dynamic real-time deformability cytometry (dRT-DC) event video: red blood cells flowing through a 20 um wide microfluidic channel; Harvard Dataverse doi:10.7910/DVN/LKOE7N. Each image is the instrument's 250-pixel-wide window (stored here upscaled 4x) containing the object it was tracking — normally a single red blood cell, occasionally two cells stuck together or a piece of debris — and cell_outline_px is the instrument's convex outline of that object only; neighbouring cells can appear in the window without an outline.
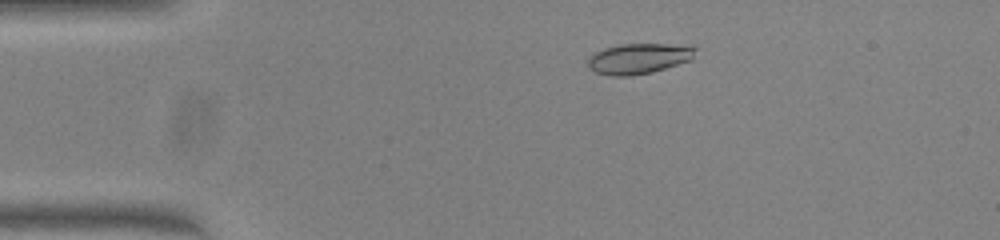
{"species": "common noctule bat (a hibernating species)", "species_latin": "Nyctalus noctula", "temperature_condition": "warm", "stored_images_in_passage": 51, "camera_frame_rate_fps": 3000, "um_per_image_px": 0.085, "animal": {"sex": "female", "body_mass_g": 23.0, "forearm_length_mm": 53.4}, "frame": {"image": 1, "passage_image": 10, "time_ms": 3.0, "image_size_px": [1000, 240], "cell_outline_px": [[696, 48], [692, 60], [652, 72], [632, 76], [612, 76], [596, 72], [588, 68], [588, 60], [596, 52], [604, 48], [620, 44], [668, 44]], "centroid_in_image_um": [54.27, 4.99], "position_along_channel_um": 30.7, "area_um2": 18.9}}
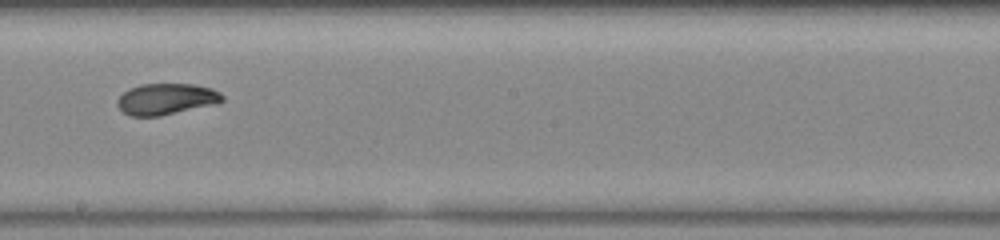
{"frame": {"image": 2, "passage_image": 29, "time_ms": 9.333, "image_size_px": [1000, 240], "cell_outline_px": [[224, 100], [216, 104], [160, 116], [128, 116], [116, 104], [116, 100], [128, 88], [140, 84], [192, 84], [212, 88], [220, 92], [224, 96]], "centroid_in_image_um": [14.13, 8.42], "position_along_channel_um": 234.1, "area_um2": 19.25}}
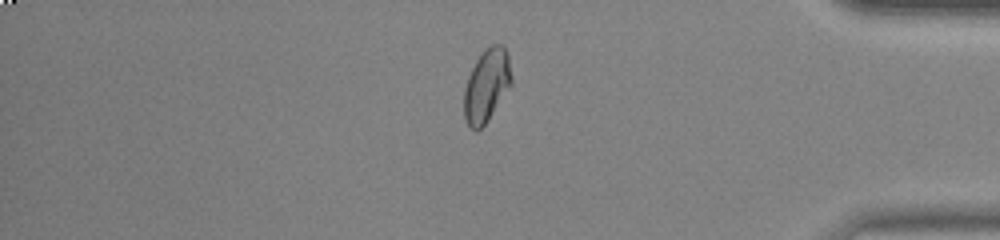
{"frame": {"image": 3, "passage_image": 43, "time_ms": 14.0, "image_size_px": [1000, 240], "cell_outline_px": [[512, 84], [488, 120], [476, 132], [468, 124], [464, 116], [464, 88], [468, 76], [476, 60], [484, 48], [492, 44], [504, 44], [508, 52], [512, 76]], "centroid_in_image_um": [41.38, 7.22], "position_along_channel_um": 393.8, "area_um2": 20.35}, "authors_computed_cell_mechanics": {"area_um2": 19.5942, "velocity_mm_per_s": 4.0546, "shape_relaxation_time_tau1_ms": 7.2657, "shape_relaxation_time_tau2_ms": 1.431, "deformation_change_tau1": 0.2488, "deformation_change_tau2": 0.0388}}